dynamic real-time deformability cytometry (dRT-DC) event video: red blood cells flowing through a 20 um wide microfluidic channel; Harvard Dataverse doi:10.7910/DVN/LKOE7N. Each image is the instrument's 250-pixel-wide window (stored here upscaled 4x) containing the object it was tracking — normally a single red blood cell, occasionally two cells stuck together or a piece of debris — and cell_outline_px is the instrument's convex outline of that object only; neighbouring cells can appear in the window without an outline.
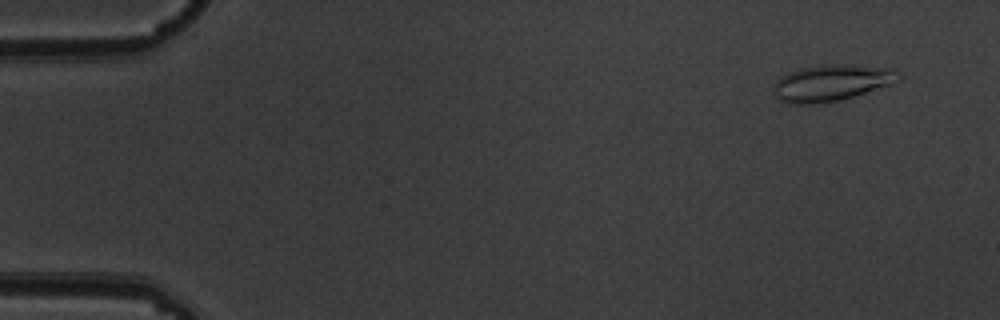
{"species": "common noctule bat (a hibernating species)", "species_latin": "Nyctalus noctula", "temperature_condition": "warm", "stored_images_in_passage": 3, "camera_frame_rate_fps": 3000, "um_per_image_px": 0.085, "animal": {"sex": "male", "body_mass_g": 19.5, "forearm_length_mm": 54.6}, "frame": {"image": 1, "passage_image": 1, "time_ms": 0.0, "image_size_px": [1000, 320], "cell_outline_px": [[900, 80], [892, 84], [840, 100], [812, 104], [788, 104], [780, 100], [772, 92], [772, 88], [776, 80], [780, 76], [788, 72], [800, 68], [844, 64], [896, 68], [900, 76]], "centroid_in_image_um": [70.67, 7.05], "position_along_channel_um": 14.3, "area_um2": 26.53}}